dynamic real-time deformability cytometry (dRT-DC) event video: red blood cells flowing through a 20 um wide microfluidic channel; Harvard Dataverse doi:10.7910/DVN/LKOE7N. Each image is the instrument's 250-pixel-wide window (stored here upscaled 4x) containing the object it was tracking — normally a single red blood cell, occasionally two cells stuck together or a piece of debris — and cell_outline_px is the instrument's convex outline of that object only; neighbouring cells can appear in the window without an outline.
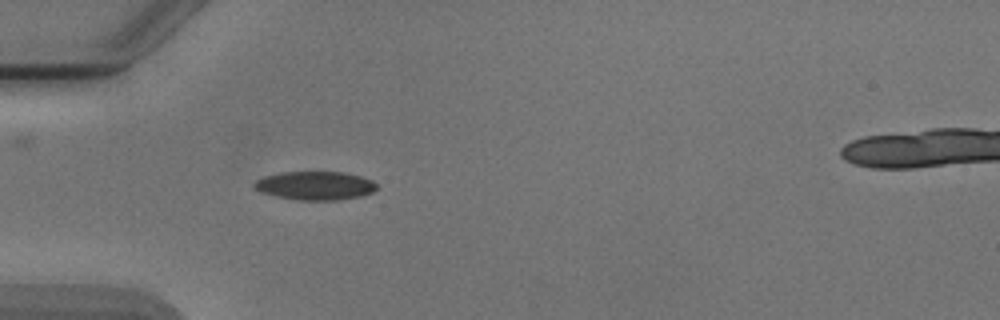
{"species": "Egyptian fruit bat (a non-hibernating species)", "species_latin": "Rousettus aegyptiacus", "temperature_condition": "cold", "stored_images_in_passage": 6, "camera_frame_rate_fps": 3000, "um_per_image_px": 0.085, "animal": {"sex": "male"}, "frame": {"image": 1, "passage_image": 5, "time_ms": 4.667, "image_size_px": [1000, 320], "cell_outline_px": [[376, 188], [372, 192], [360, 196], [340, 200], [296, 200], [276, 196], [260, 192], [252, 188], [252, 184], [256, 180], [264, 176], [280, 172], [344, 172], [360, 176], [372, 180], [376, 184]], "centroid_in_image_um": [26.74, 15.78], "position_along_channel_um": 58.3, "area_um2": 20.52}}